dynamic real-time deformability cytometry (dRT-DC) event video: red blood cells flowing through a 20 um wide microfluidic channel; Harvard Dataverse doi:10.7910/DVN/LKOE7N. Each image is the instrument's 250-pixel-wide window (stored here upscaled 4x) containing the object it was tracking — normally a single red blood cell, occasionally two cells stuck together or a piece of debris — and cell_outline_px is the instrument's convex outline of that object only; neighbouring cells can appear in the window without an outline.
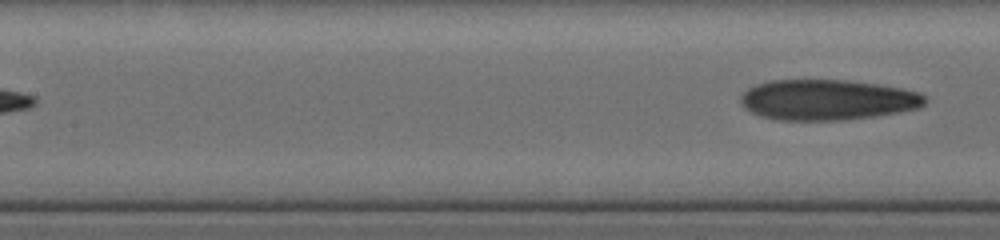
{"species": "human", "species_latin": "Homo sapiens", "temperature_condition": "cold", "stored_images_in_passage": 12, "segment_of_instrument_passage": [2, 2], "camera_frame_rate_fps": 3000, "um_per_image_px": 0.085, "donor": {"sex": "female"}, "frame": {"image": 1, "passage_image": 12, "time_ms": 5.333, "image_size_px": [1000, 240], "cell_outline_px": [[924, 104], [916, 108], [876, 116], [844, 120], [776, 120], [760, 116], [744, 108], [740, 100], [740, 96], [748, 88], [756, 84], [772, 80], [848, 80], [904, 88], [916, 92], [924, 96]], "centroid_in_image_um": [70.27, 8.48], "position_along_channel_um": 137.1, "area_um2": 43.41}}